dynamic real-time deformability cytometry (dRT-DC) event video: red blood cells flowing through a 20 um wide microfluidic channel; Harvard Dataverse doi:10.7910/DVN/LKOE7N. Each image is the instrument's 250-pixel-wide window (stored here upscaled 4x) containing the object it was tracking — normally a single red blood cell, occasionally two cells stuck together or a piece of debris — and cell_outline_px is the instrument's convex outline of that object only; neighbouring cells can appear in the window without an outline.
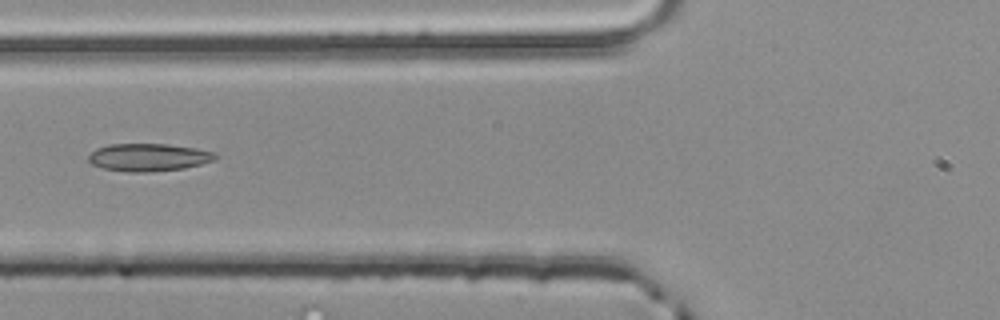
{"species": "common noctule bat (a hibernating species)", "species_latin": "Nyctalus noctula", "temperature_condition": "room temperature", "stored_images_in_passage": 5, "segment_of_instrument_passage": [2, 2], "camera_frame_rate_fps": 3000, "um_per_image_px": 0.085, "animal": {"sex": "male", "body_mass_g": 20.4}, "frame": {"image": 1, "passage_image": 5, "time_ms": 1.333, "image_size_px": [1000, 320], "cell_outline_px": [[216, 160], [184, 168], [144, 172], [128, 172], [104, 168], [92, 164], [88, 160], [88, 156], [96, 148], [108, 144], [168, 144], [196, 148], [216, 152]], "centroid_in_image_um": [12.63, 13.36], "position_along_channel_um": 113.2, "area_um2": 20.4}}